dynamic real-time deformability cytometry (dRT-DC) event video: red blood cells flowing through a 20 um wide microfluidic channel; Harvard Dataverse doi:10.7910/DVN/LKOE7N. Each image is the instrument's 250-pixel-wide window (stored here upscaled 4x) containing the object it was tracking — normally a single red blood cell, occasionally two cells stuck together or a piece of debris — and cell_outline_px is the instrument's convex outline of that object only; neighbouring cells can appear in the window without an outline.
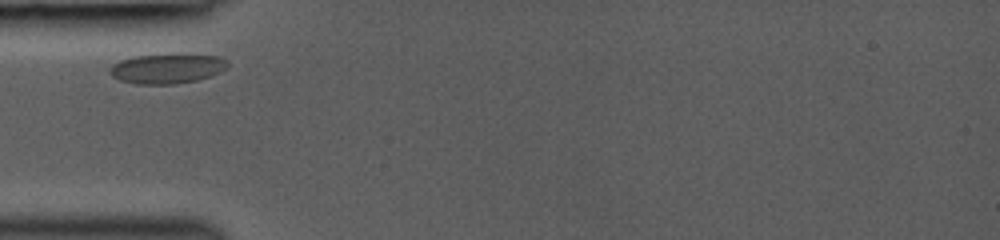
{"species": "common noctule bat (a hibernating species)", "species_latin": "Nyctalus noctula", "temperature_condition": "room temperature", "stored_images_in_passage": 8, "camera_frame_rate_fps": 3000, "um_per_image_px": 0.085, "animal": {"sex": "female", "body_mass_g": 19.0, "forearm_length_mm": 53.3}, "frame": {"image": 1, "passage_image": 1, "time_ms": 0.0, "image_size_px": [1000, 240], "cell_outline_px": [[228, 64], [220, 72], [212, 76], [196, 80], [172, 84], [136, 84], [120, 80], [112, 76], [112, 64], [120, 60], [132, 56], [216, 56], [228, 60]], "centroid_in_image_um": [14.19, 5.86], "position_along_channel_um": 70.8, "area_um2": 19.65}}
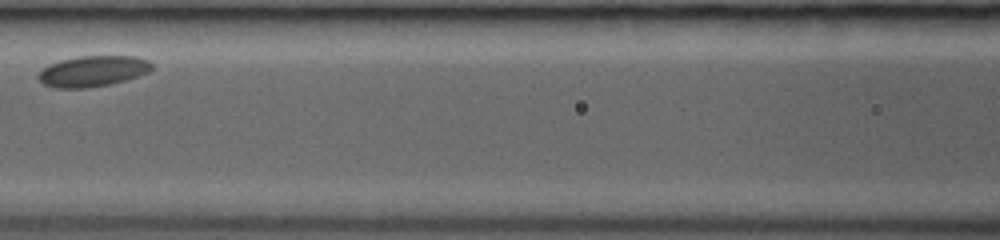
{"frame": {"image": 2, "passage_image": 4, "time_ms": 2.333, "image_size_px": [1000, 240], "cell_outline_px": [[152, 68], [148, 72], [124, 80], [108, 84], [88, 88], [56, 88], [44, 84], [36, 76], [48, 64], [60, 60], [80, 56], [136, 56], [148, 60], [152, 64]], "centroid_in_image_um": [7.87, 6.04], "position_along_channel_um": 158.7, "area_um2": 20.23}}
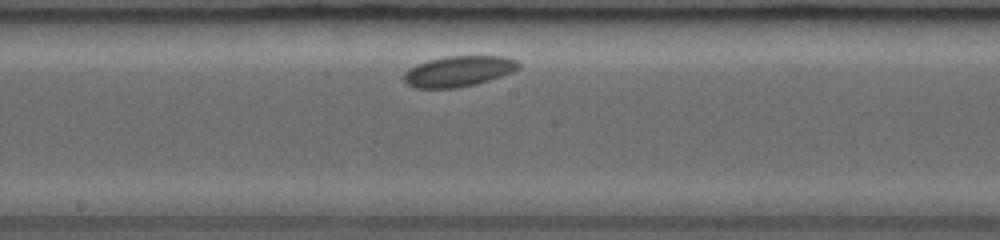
{"frame": {"image": 3, "passage_image": 6, "time_ms": 3.667, "image_size_px": [1000, 240], "cell_outline_px": [[520, 68], [512, 72], [476, 84], [456, 88], [416, 88], [408, 84], [404, 80], [404, 72], [408, 68], [416, 64], [428, 60], [444, 56], [504, 56], [516, 60], [520, 64]], "centroid_in_image_um": [38.96, 6.05], "position_along_channel_um": 209.2, "area_um2": 20.52}}